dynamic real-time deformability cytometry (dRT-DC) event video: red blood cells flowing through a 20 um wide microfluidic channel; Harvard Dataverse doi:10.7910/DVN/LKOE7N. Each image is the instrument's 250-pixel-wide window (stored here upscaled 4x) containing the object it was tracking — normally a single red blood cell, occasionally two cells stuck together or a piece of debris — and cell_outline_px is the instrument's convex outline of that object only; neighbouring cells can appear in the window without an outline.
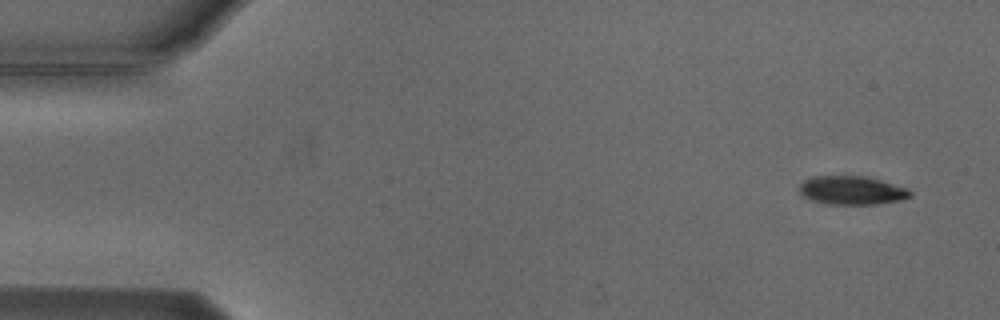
{"species": "Egyptian fruit bat (a non-hibernating species)", "species_latin": "Rousettus aegyptiacus", "temperature_condition": "cold", "stored_images_in_passage": 5, "camera_frame_rate_fps": 3000, "um_per_image_px": 0.085, "animal": {"sex": "male"}, "frame": {"image": 1, "passage_image": 1, "time_ms": 0.0, "image_size_px": [1000, 320], "cell_outline_px": [[912, 196], [900, 200], [876, 204], [828, 204], [812, 200], [804, 196], [800, 192], [800, 184], [804, 180], [812, 176], [868, 176], [908, 188], [912, 192]], "centroid_in_image_um": [72.43, 16.17], "position_along_channel_um": 12.6, "area_um2": 18.5}}
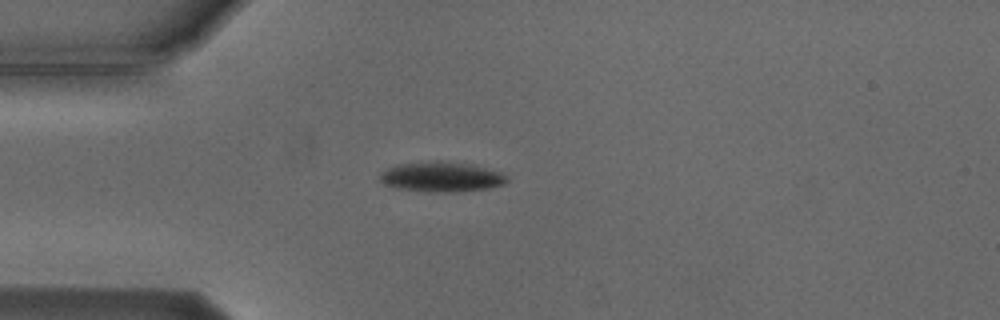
{"frame": {"image": 2, "passage_image": 4, "time_ms": 3.667, "image_size_px": [1000, 320], "cell_outline_px": [[508, 180], [504, 184], [488, 188], [452, 192], [436, 192], [400, 188], [384, 184], [380, 180], [380, 172], [396, 164], [432, 160], [444, 160], [472, 164], [504, 172], [508, 176]], "centroid_in_image_um": [37.56, 15.0], "position_along_channel_um": 47.4, "area_um2": 22.48}}